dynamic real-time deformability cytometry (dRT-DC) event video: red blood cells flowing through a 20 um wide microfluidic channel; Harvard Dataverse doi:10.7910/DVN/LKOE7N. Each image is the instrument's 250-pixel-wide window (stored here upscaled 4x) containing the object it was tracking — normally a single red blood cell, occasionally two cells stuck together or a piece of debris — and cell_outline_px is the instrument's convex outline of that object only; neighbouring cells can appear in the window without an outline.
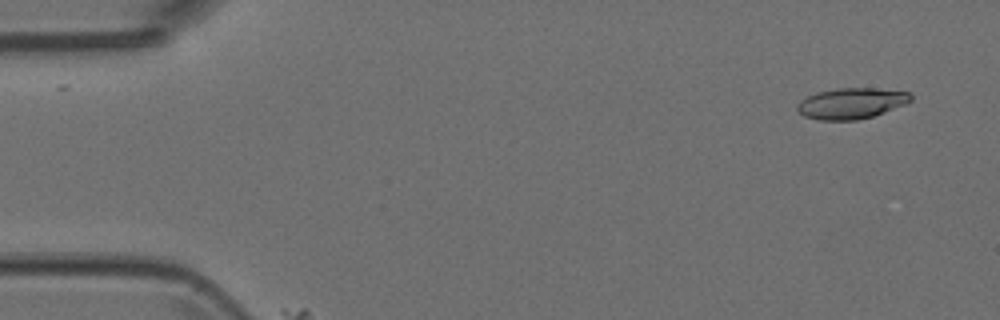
{"species": "Egyptian fruit bat (a non-hibernating species)", "species_latin": "Rousettus aegyptiacus", "temperature_condition": "room temperature", "stored_images_in_passage": 2, "camera_frame_rate_fps": 3000, "um_per_image_px": 0.085, "animal": {"sex": "female"}, "frame": {"image": 1, "passage_image": 2, "time_ms": 0.333, "image_size_px": [1000, 320], "cell_outline_px": [[912, 100], [904, 104], [872, 116], [856, 120], [820, 120], [804, 116], [796, 108], [796, 104], [800, 100], [816, 92], [836, 88], [876, 88], [908, 92], [912, 96]], "centroid_in_image_um": [72.32, 8.77], "position_along_channel_um": 12.7, "area_um2": 20.29}}